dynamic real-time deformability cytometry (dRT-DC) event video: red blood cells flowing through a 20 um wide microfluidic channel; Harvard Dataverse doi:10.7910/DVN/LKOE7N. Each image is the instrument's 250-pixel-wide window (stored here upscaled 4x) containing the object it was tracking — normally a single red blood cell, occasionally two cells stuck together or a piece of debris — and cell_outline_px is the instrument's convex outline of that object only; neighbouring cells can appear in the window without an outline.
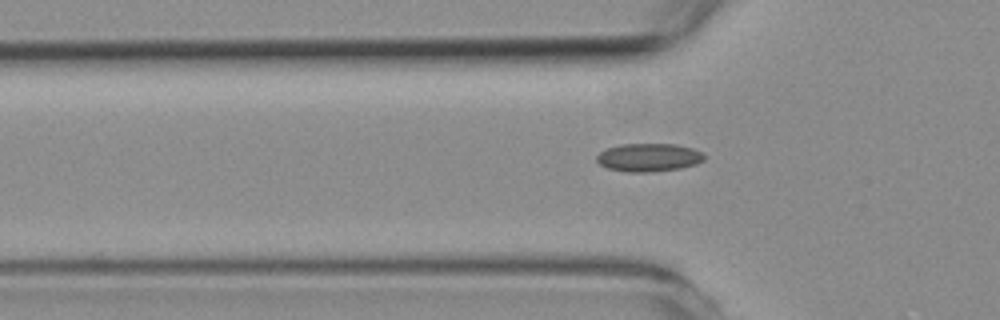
{"species": "common noctule bat (a hibernating species)", "species_latin": "Nyctalus noctula", "temperature_condition": "room temperature", "stored_images_in_passage": 37, "camera_frame_rate_fps": 3000, "um_per_image_px": 0.085, "animal": {"sex": "female", "body_mass_g": 19.3, "forearm_length_mm": 54.1}, "frame": {"image": 1, "passage_image": 3, "time_ms": 0.667, "image_size_px": [1000, 320], "cell_outline_px": [[704, 160], [696, 164], [680, 168], [652, 172], [628, 172], [608, 168], [600, 164], [596, 160], [596, 156], [604, 148], [620, 144], [676, 144], [692, 148], [700, 152], [704, 156]], "centroid_in_image_um": [55.11, 13.38], "position_along_channel_um": 70.7, "area_um2": 17.69}}
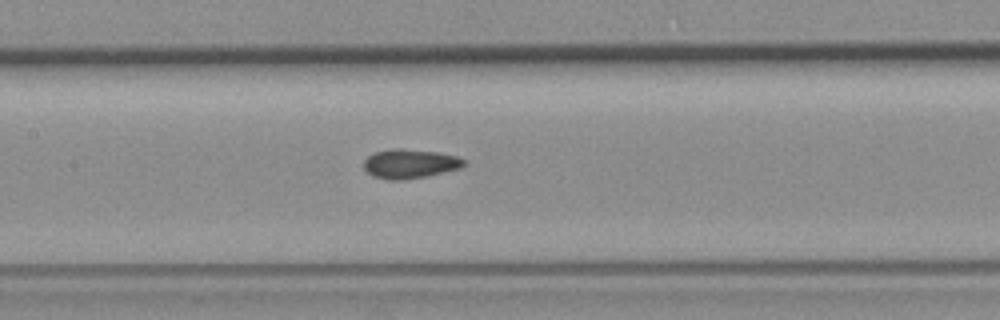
{"frame": {"image": 2, "passage_image": 11, "time_ms": 3.333, "image_size_px": [1000, 320], "cell_outline_px": [[464, 164], [460, 168], [424, 176], [404, 180], [388, 180], [372, 176], [364, 168], [364, 160], [372, 152], [392, 148], [400, 148], [436, 152], [456, 156], [464, 160]], "centroid_in_image_um": [34.77, 13.91], "position_along_channel_um": 172.6, "area_um2": 16.94}}
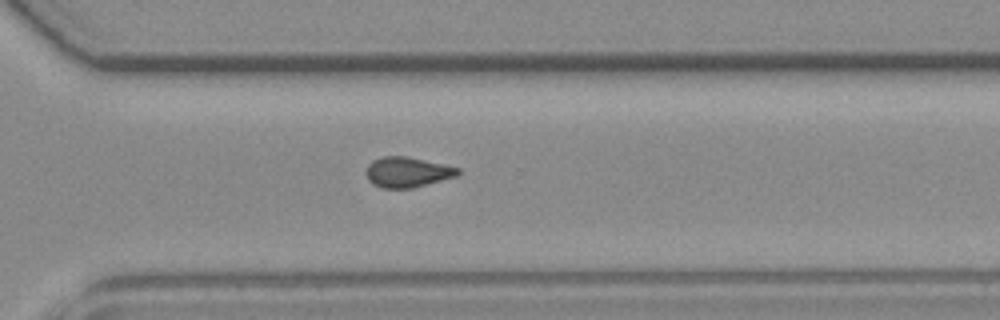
{"frame": {"image": 3, "passage_image": 24, "time_ms": 7.667, "image_size_px": [1000, 320], "cell_outline_px": [[460, 172], [456, 176], [412, 188], [380, 188], [372, 184], [368, 180], [364, 172], [368, 164], [372, 160], [384, 156], [408, 156], [460, 168]], "centroid_in_image_um": [34.57, 14.63], "position_along_channel_um": 336.0, "area_um2": 16.3}, "authors_computed_cell_mechanics": {"area_um2": 16.1262, "velocity_mm_per_s": 3.7888, "shape_relaxation_time_tau1_ms": null, "shape_relaxation_time_tau2_ms": 2.6804, "deformation_change_tau1": null, "deformation_change_tau2": 0.0906}}